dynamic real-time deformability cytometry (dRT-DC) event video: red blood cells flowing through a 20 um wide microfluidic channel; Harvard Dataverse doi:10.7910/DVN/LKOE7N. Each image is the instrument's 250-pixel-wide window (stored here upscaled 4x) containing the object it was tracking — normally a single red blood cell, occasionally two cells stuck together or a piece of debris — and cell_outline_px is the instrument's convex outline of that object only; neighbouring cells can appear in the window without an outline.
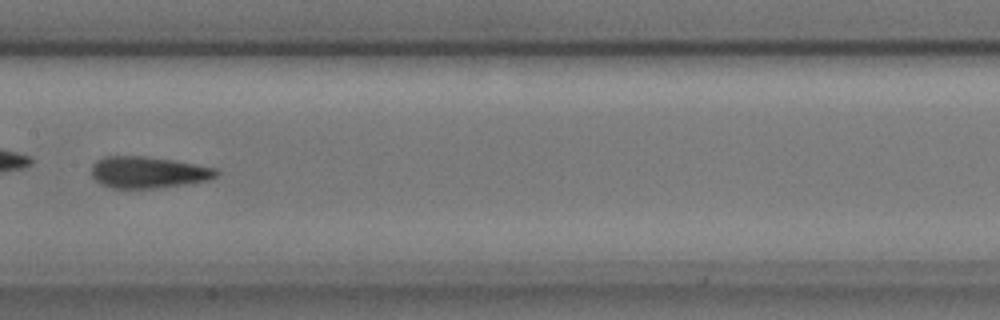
{"species": "common noctule bat (a hibernating species)", "species_latin": "Nyctalus noctula", "temperature_condition": "cold", "stored_images_in_passage": 9, "camera_frame_rate_fps": 3000, "um_per_image_px": 0.085, "animal": {"sex": "male", "body_mass_g": 17.9, "forearm_length_mm": 54.2}, "frame": {"image": 1, "passage_image": 6, "time_ms": 1.667, "image_size_px": [1000, 320], "cell_outline_px": [[220, 172], [216, 176], [208, 180], [184, 184], [156, 188], [112, 188], [100, 184], [92, 176], [92, 164], [96, 160], [104, 156], [144, 156], [172, 160], [196, 164], [216, 168]], "centroid_in_image_um": [12.57, 14.64], "position_along_channel_um": 194.8, "area_um2": 22.95}}
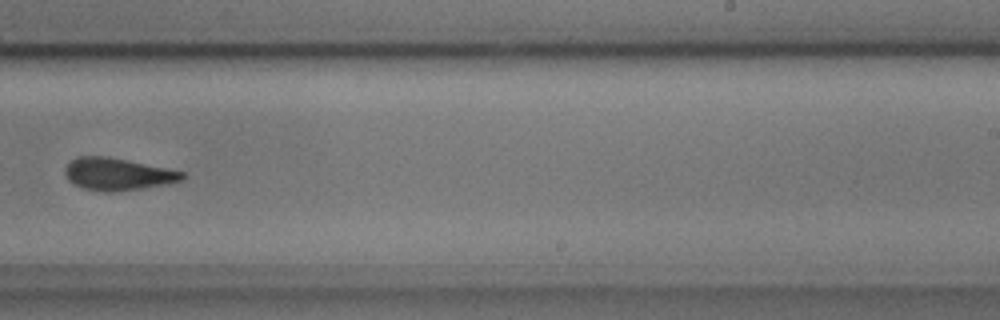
{"frame": {"image": 2, "passage_image": 8, "time_ms": 2.333, "image_size_px": [1000, 320], "cell_outline_px": [[184, 180], [168, 184], [112, 192], [104, 192], [84, 188], [72, 184], [68, 180], [64, 172], [64, 168], [76, 156], [108, 156], [128, 160], [184, 172]], "centroid_in_image_um": [9.97, 14.8], "position_along_channel_um": 279.0, "area_um2": 22.02}}
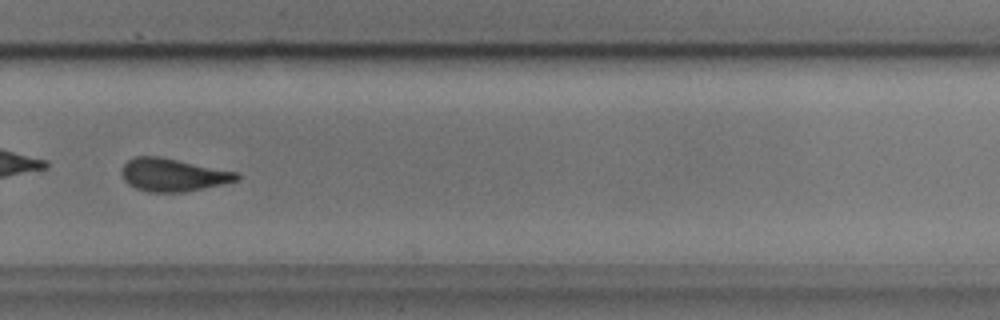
{"frame": {"image": 3, "passage_image": 9, "time_ms": 2.667, "image_size_px": [1000, 320], "cell_outline_px": [[240, 176], [236, 180], [224, 184], [184, 192], [148, 192], [136, 188], [128, 184], [124, 180], [120, 172], [124, 164], [128, 160], [136, 156], [160, 156], [240, 172]], "centroid_in_image_um": [14.71, 14.86], "position_along_channel_um": 315.1, "area_um2": 22.25}}